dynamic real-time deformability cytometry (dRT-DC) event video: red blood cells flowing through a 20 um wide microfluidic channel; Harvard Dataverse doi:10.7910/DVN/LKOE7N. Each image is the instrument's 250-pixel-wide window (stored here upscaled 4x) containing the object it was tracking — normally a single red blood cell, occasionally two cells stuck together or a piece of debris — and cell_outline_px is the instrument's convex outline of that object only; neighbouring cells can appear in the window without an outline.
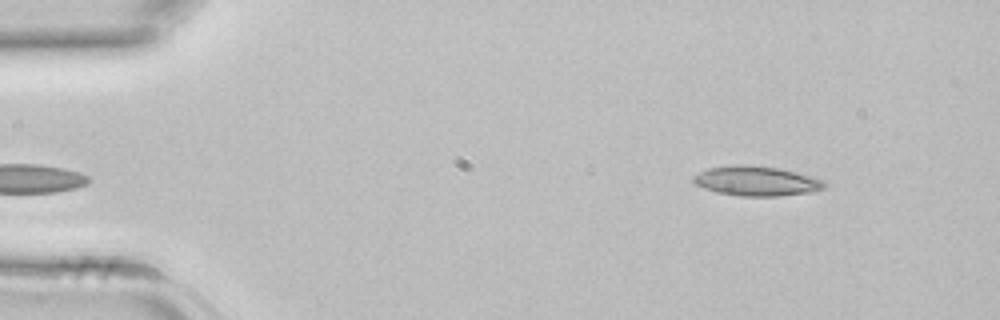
{"species": "common noctule bat (a hibernating species)", "species_latin": "Nyctalus noctula", "temperature_condition": "room temperature", "stored_images_in_passage": 38, "camera_frame_rate_fps": 3000, "um_per_image_px": 0.085, "animal": {"sex": "female", "body_mass_g": 22.7, "forearm_length_mm": 54.2}, "frame": {"image": 1, "passage_image": 1, "time_ms": 0.0, "image_size_px": [1000, 320], "cell_outline_px": [[828, 184], [824, 188], [808, 192], [776, 196], [740, 196], [716, 192], [704, 188], [696, 184], [692, 180], [692, 176], [708, 168], [732, 164], [748, 164], [780, 168], [812, 176], [824, 180]], "centroid_in_image_um": [64.29, 15.37], "position_along_channel_um": 20.7, "area_um2": 22.83}}
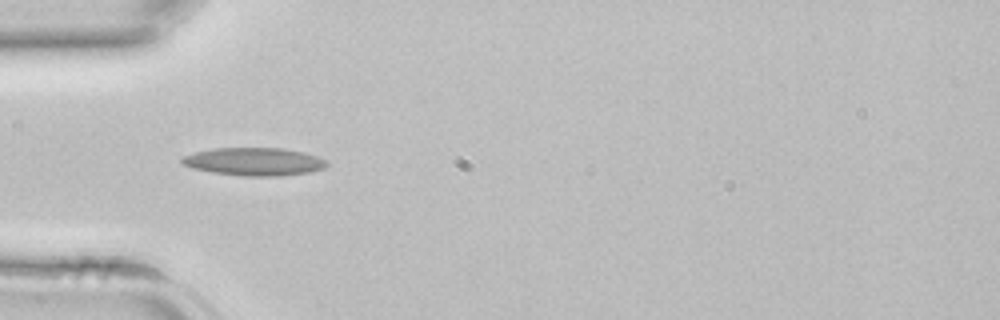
{"frame": {"image": 2, "passage_image": 9, "time_ms": 2.667, "image_size_px": [1000, 320], "cell_outline_px": [[328, 164], [324, 168], [308, 172], [280, 176], [244, 176], [212, 172], [192, 168], [180, 164], [180, 156], [212, 148], [280, 148], [304, 152], [328, 160]], "centroid_in_image_um": [21.56, 13.73], "position_along_channel_um": 63.4, "area_um2": 23.7}}
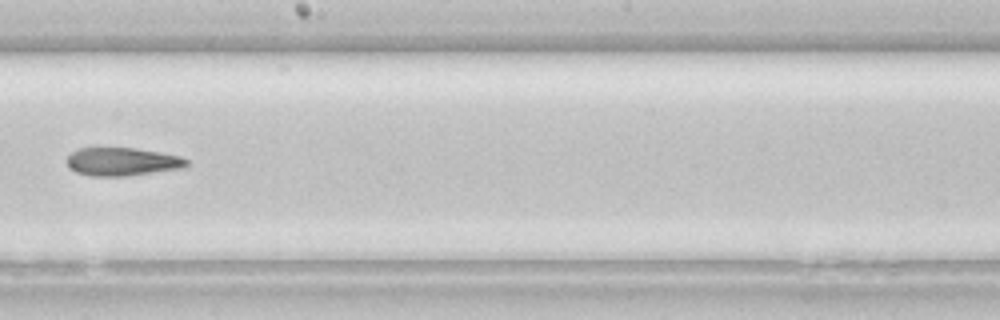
{"frame": {"image": 3, "passage_image": 20, "time_ms": 6.333, "image_size_px": [1000, 320], "cell_outline_px": [[188, 164], [184, 168], [128, 176], [88, 176], [76, 172], [68, 168], [68, 156], [72, 152], [80, 148], [136, 148], [160, 152], [180, 156], [188, 160]], "centroid_in_image_um": [10.4, 13.75], "position_along_channel_um": 237.8, "area_um2": 19.77}}